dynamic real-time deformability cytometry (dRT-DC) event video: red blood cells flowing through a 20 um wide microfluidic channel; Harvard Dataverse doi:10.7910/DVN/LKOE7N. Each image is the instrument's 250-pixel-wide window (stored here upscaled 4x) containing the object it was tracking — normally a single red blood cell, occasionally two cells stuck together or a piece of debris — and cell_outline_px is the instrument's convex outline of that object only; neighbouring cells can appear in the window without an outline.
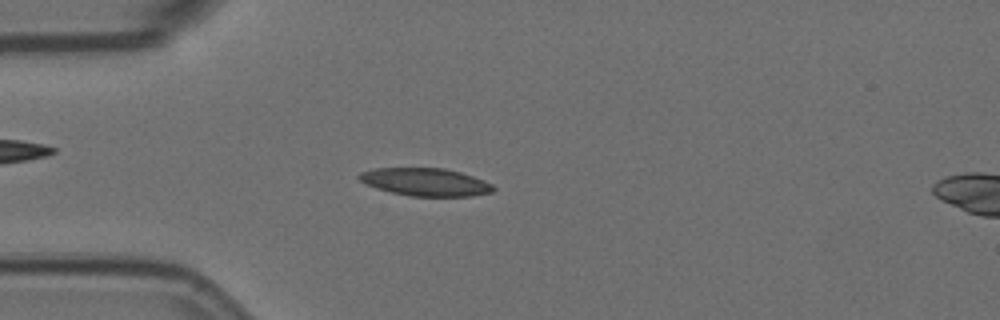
{"species": "Egyptian fruit bat (a non-hibernating species)", "species_latin": "Rousettus aegyptiacus", "temperature_condition": "room temperature", "stored_images_in_passage": 56, "camera_frame_rate_fps": 3000, "um_per_image_px": 0.085, "animal": {"sex": "female"}, "frame": {"image": 1, "passage_image": 15, "time_ms": 4.667, "image_size_px": [1000, 320], "cell_outline_px": [[496, 188], [492, 192], [472, 196], [408, 196], [376, 188], [360, 180], [356, 176], [360, 172], [376, 168], [444, 168], [460, 172], [484, 180], [492, 184]], "centroid_in_image_um": [36.18, 15.47], "position_along_channel_um": 48.8, "area_um2": 21.68}}
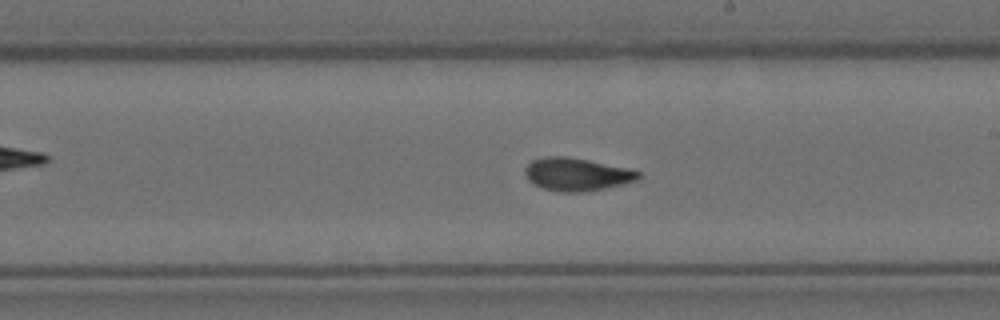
{"frame": {"image": 2, "passage_image": 32, "time_ms": 10.333, "image_size_px": [1000, 320], "cell_outline_px": [[640, 180], [604, 188], [580, 192], [560, 192], [544, 188], [532, 184], [528, 180], [524, 172], [524, 168], [532, 160], [544, 156], [568, 156], [628, 168], [640, 172]], "centroid_in_image_um": [49.0, 14.81], "position_along_channel_um": 240.0, "area_um2": 21.79}}
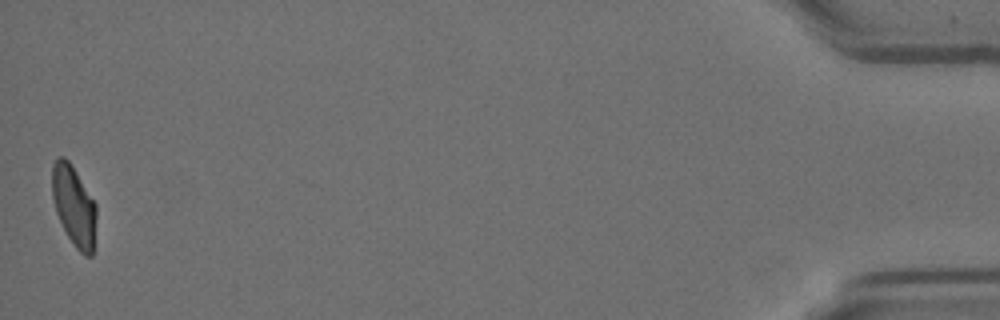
{"frame": {"image": 3, "passage_image": 56, "time_ms": 18.333, "image_size_px": [1000, 320], "cell_outline_px": [[96, 216], [92, 256], [84, 256], [76, 248], [68, 236], [56, 212], [52, 196], [52, 164], [56, 156], [64, 156], [68, 160], [96, 204]], "centroid_in_image_um": [6.27, 17.48], "position_along_channel_um": 428.9, "area_um2": 20.46}, "authors_computed_cell_mechanics": {"area_um2": 21.097, "velocity_mm_per_s": 3.5749, "shape_relaxation_time_tau1_ms": null, "shape_relaxation_time_tau2_ms": 1.731, "deformation_change_tau1": null, "deformation_change_tau2": 0.0772}}